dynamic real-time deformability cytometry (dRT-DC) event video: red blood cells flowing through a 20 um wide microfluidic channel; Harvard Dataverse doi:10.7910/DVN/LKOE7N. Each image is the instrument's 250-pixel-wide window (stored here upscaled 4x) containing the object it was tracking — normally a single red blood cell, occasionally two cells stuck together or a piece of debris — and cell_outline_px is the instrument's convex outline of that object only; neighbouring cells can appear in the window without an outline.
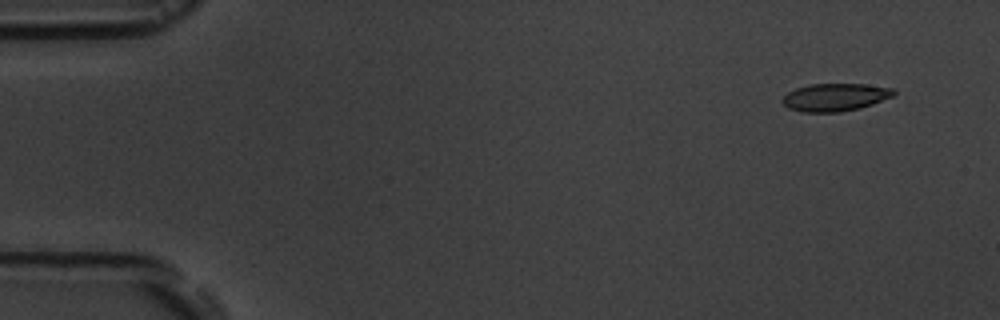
{"species": "common noctule bat (a hibernating species)", "species_latin": "Nyctalus noctula", "temperature_condition": "room temperature", "stored_images_in_passage": 5, "camera_frame_rate_fps": 3000, "um_per_image_px": 0.085, "animal": {"sex": "male", "body_mass_g": 19.5, "forearm_length_mm": 54.6}, "frame": {"image": 1, "passage_image": 1, "time_ms": 0.0, "image_size_px": [1000, 320], "cell_outline_px": [[896, 96], [860, 108], [840, 112], [804, 112], [788, 108], [780, 100], [788, 92], [796, 88], [808, 84], [864, 84], [892, 88], [896, 92]], "centroid_in_image_um": [71.0, 8.26], "position_along_channel_um": 14.0, "area_um2": 18.09}}
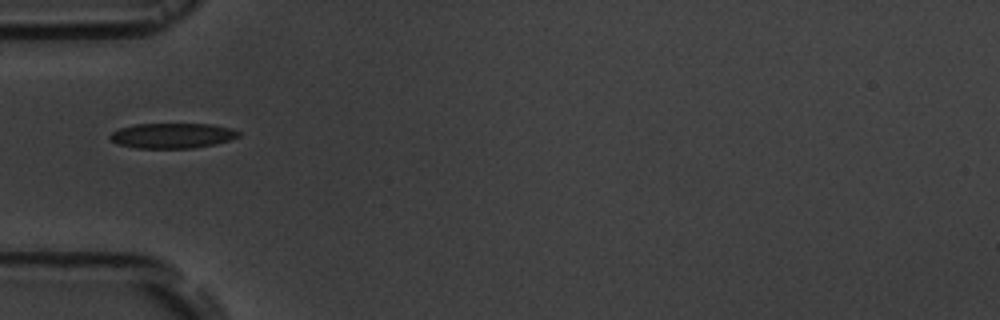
{"frame": {"image": 2, "passage_image": 5, "time_ms": 4.667, "image_size_px": [1000, 320], "cell_outline_px": [[240, 136], [216, 144], [192, 148], [136, 148], [116, 144], [108, 136], [112, 132], [120, 128], [136, 124], [212, 124], [232, 128], [240, 132]], "centroid_in_image_um": [14.65, 11.53], "position_along_channel_um": 70.4, "area_um2": 18.9}}